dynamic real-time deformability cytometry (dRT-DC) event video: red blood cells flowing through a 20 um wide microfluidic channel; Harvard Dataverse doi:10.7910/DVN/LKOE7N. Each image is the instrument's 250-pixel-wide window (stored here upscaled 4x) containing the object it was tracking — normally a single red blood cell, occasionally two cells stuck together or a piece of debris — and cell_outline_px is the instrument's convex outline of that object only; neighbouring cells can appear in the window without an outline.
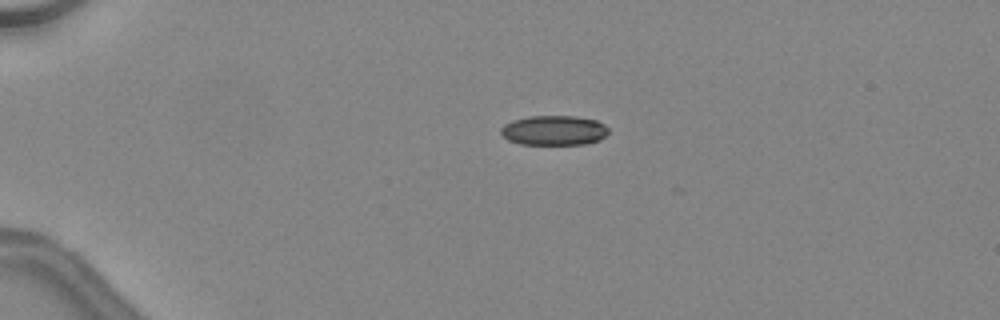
{"species": "common noctule bat (a hibernating species)", "species_latin": "Nyctalus noctula", "temperature_condition": "warm", "stored_images_in_passage": 35, "camera_frame_rate_fps": 3000, "um_per_image_px": 0.085, "animal": {"sex": "female", "body_mass_g": 24.6, "forearm_length_mm": 56.2}, "frame": {"image": 1, "passage_image": 1, "time_ms": 0.0, "image_size_px": [1000, 320], "cell_outline_px": [[608, 132], [600, 140], [584, 144], [520, 144], [508, 140], [500, 132], [500, 128], [504, 124], [512, 120], [528, 116], [576, 116], [596, 120], [604, 124], [608, 128]], "centroid_in_image_um": [47.07, 11.07], "position_along_channel_um": 37.9, "area_um2": 18.73}, "authors_computed_cell_mechanics": {"area_um2": 19.9988, "velocity_mm_per_s": 4.5672, "shape_relaxation_time_tau1_ms": null, "shape_relaxation_time_tau2_ms": 2.7759, "deformation_change_tau1": null, "deformation_change_tau2": 0.104}}